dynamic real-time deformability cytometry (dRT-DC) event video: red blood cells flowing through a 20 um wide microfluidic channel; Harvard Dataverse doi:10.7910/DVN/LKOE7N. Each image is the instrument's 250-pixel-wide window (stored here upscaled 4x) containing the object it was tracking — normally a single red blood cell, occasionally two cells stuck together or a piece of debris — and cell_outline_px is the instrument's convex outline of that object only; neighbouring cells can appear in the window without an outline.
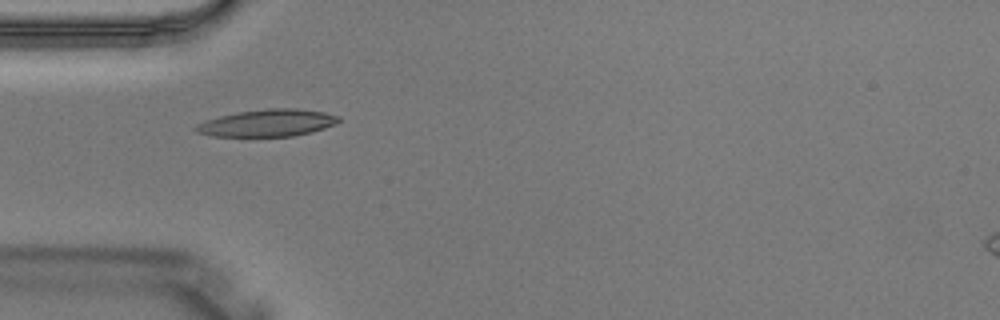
{"species": "Egyptian fruit bat (a non-hibernating species)", "species_latin": "Rousettus aegyptiacus", "temperature_condition": "warm", "stored_images_in_passage": 4, "camera_frame_rate_fps": 3000, "um_per_image_px": 0.085, "animal": {"sex": "male"}, "frame": {"image": 1, "passage_image": 4, "time_ms": 1.0, "image_size_px": [1000, 320], "cell_outline_px": [[340, 120], [336, 124], [312, 132], [292, 136], [212, 136], [196, 132], [192, 128], [196, 124], [204, 120], [220, 116], [240, 112], [268, 108], [296, 108], [324, 112], [340, 116]], "centroid_in_image_um": [22.73, 10.45], "position_along_channel_um": 62.3, "area_um2": 22.6}}